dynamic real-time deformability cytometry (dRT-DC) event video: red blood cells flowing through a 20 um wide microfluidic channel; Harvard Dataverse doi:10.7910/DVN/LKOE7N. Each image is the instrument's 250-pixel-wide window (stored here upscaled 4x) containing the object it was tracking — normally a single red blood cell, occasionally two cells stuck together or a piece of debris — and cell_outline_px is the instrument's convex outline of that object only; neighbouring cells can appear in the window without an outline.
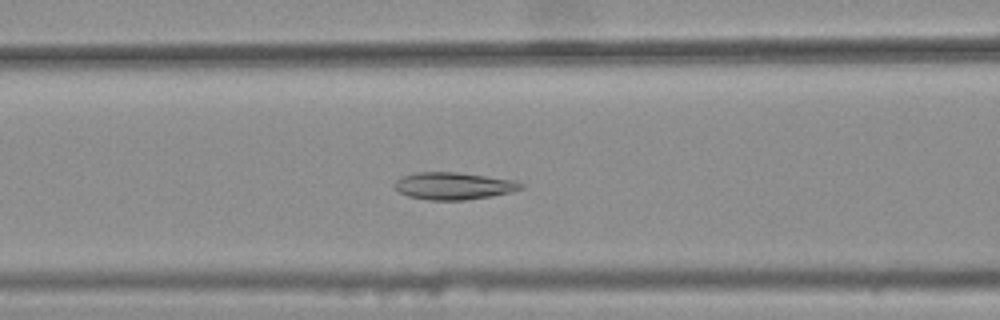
{"species": "common noctule bat (a hibernating species)", "species_latin": "Nyctalus noctula", "temperature_condition": "warm", "stored_images_in_passage": 27, "camera_frame_rate_fps": 3000, "um_per_image_px": 0.085, "animal": {"sex": "female", "body_mass_g": 25.1}, "frame": {"image": 1, "passage_image": 7, "time_ms": 2.0, "image_size_px": [1000, 320], "cell_outline_px": [[524, 188], [492, 196], [464, 200], [428, 200], [408, 196], [400, 192], [396, 188], [396, 180], [404, 176], [416, 172], [456, 172], [516, 180], [524, 184]], "centroid_in_image_um": [38.59, 15.8], "position_along_channel_um": 128.0, "area_um2": 19.88}}
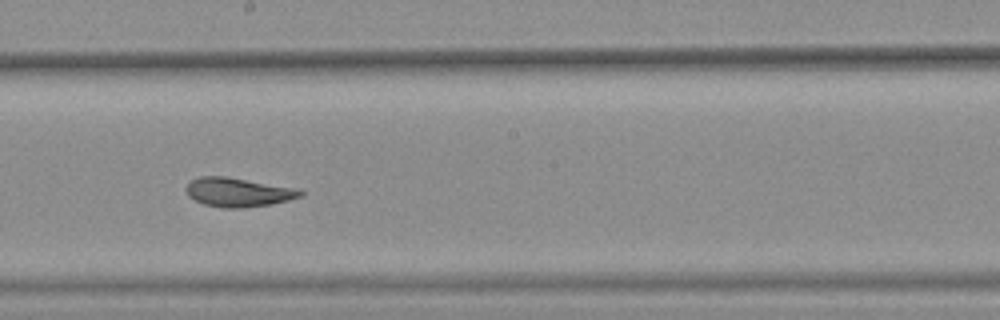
{"frame": {"image": 2, "passage_image": 15, "time_ms": 4.667, "image_size_px": [1000, 320], "cell_outline_px": [[304, 196], [272, 204], [244, 208], [224, 208], [204, 204], [188, 196], [184, 188], [192, 180], [200, 176], [228, 176], [300, 188], [304, 192]], "centroid_in_image_um": [20.29, 16.33], "position_along_channel_um": 227.9, "area_um2": 19.71}}
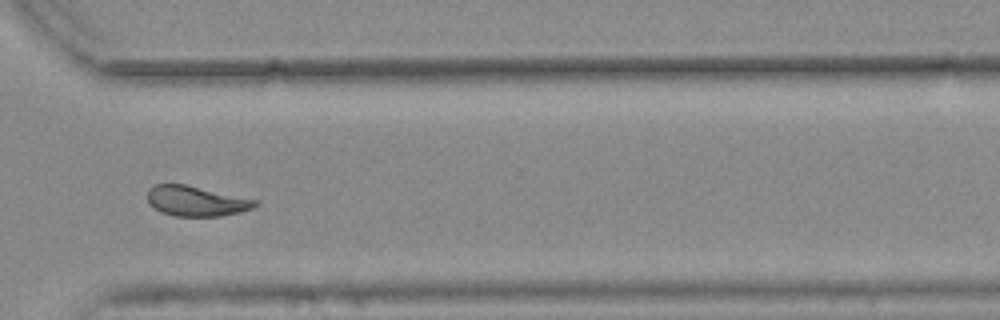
{"frame": {"image": 3, "passage_image": 25, "time_ms": 8.0, "image_size_px": [1000, 320], "cell_outline_px": [[260, 204], [252, 208], [240, 212], [220, 216], [176, 216], [160, 212], [148, 204], [148, 188], [156, 184], [184, 184], [256, 200]], "centroid_in_image_um": [16.64, 17.09], "position_along_channel_um": 354.0, "area_um2": 18.79}, "authors_computed_cell_mechanics": {"area_um2": 19.0162, "velocity_mm_per_s": 3.7667, "shape_relaxation_time_tau1_ms": null, "shape_relaxation_time_tau2_ms": 1.4488, "deformation_change_tau1": null, "deformation_change_tau2": 0.0737}}